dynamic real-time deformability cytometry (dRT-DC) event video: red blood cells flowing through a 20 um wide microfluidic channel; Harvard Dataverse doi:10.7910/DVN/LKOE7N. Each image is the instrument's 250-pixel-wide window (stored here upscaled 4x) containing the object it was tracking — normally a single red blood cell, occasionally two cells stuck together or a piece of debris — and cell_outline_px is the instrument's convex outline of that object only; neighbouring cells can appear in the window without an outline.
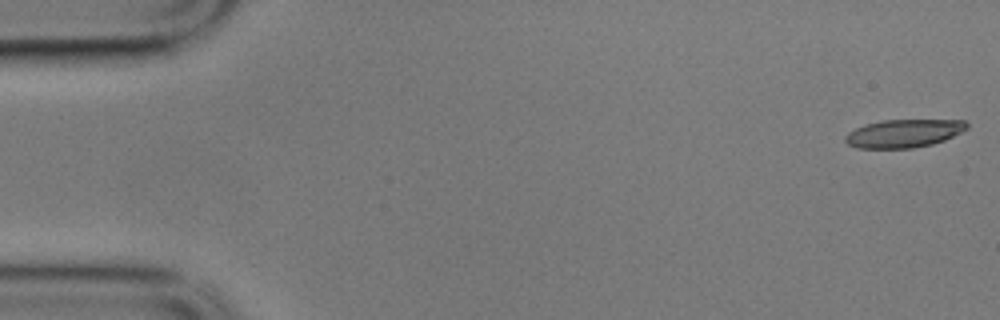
{"species": "common noctule bat (a hibernating species)", "species_latin": "Nyctalus noctula", "temperature_condition": "cold", "stored_images_in_passage": 3, "camera_frame_rate_fps": 3000, "um_per_image_px": 0.085, "animal": {"sex": "male", "body_mass_g": 17.9}, "frame": {"image": 1, "passage_image": 1, "time_ms": 0.0, "image_size_px": [1000, 320], "cell_outline_px": [[968, 128], [944, 140], [932, 144], [912, 148], [856, 148], [848, 144], [844, 140], [844, 136], [848, 132], [864, 124], [880, 120], [964, 120], [968, 124]], "centroid_in_image_um": [76.78, 11.33], "position_along_channel_um": 8.2, "area_um2": 19.94}}